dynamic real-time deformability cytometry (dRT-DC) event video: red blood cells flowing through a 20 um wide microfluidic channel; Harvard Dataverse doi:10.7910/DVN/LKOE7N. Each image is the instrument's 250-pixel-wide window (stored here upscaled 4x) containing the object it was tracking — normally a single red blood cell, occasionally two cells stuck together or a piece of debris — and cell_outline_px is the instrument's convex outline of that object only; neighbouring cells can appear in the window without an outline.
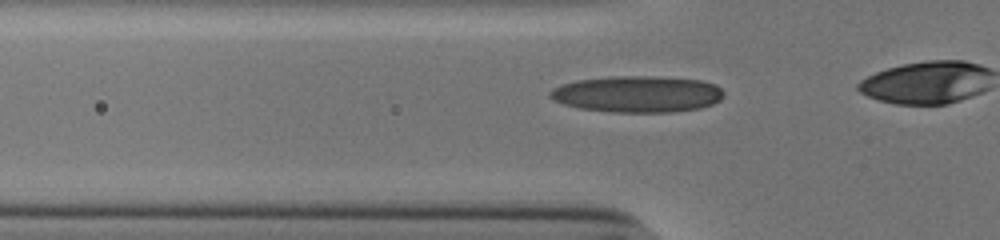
{"species": "human", "species_latin": "Homo sapiens", "temperature_condition": "cold", "stored_images_in_passage": 22, "camera_frame_rate_fps": 3000, "um_per_image_px": 0.085, "donor": {"sex": "male"}, "frame": {"image": 1, "passage_image": 16, "time_ms": 5.0, "image_size_px": [1000, 240], "cell_outline_px": [[724, 96], [720, 100], [712, 104], [700, 108], [672, 112], [612, 112], [580, 108], [564, 104], [552, 100], [548, 96], [548, 92], [552, 88], [560, 84], [576, 80], [608, 76], [652, 76], [700, 80], [716, 84], [724, 92]], "centroid_in_image_um": [54.15, 7.99], "position_along_channel_um": 71.7, "area_um2": 37.22}}
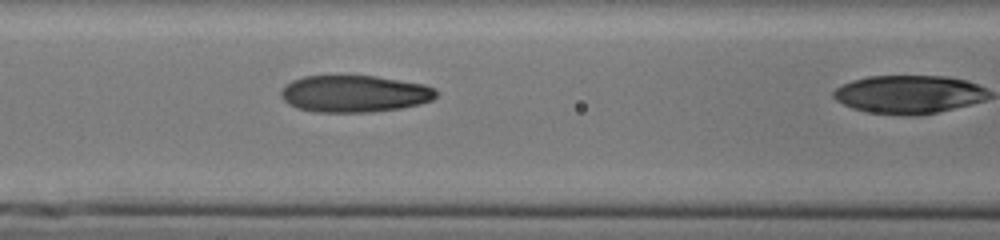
{"frame": {"image": 2, "passage_image": 21, "time_ms": 6.667, "image_size_px": [1000, 240], "cell_outline_px": [[436, 96], [432, 100], [420, 104], [400, 108], [368, 112], [316, 112], [296, 108], [288, 104], [280, 96], [280, 92], [292, 80], [304, 76], [376, 76], [424, 84], [436, 88]], "centroid_in_image_um": [30.13, 7.97], "position_along_channel_um": 136.5, "area_um2": 33.35}}